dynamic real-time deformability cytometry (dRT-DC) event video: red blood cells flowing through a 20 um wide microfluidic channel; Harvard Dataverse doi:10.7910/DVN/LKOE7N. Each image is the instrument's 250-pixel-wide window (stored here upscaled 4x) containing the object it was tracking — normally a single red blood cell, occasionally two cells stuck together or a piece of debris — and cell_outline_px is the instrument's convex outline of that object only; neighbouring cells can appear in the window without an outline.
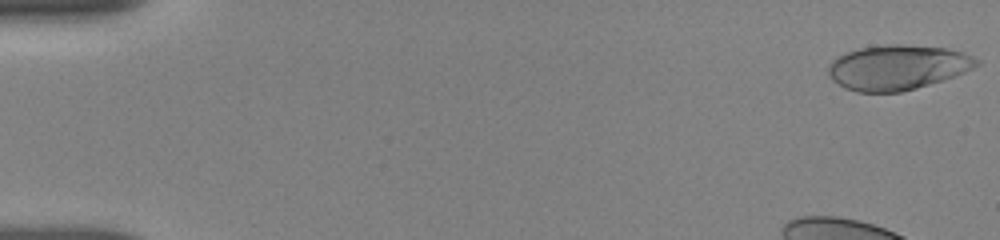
{"species": "human", "species_latin": "Homo sapiens", "temperature_condition": "room temperature", "stored_images_in_passage": 32, "camera_frame_rate_fps": 3000, "um_per_image_px": 0.085, "donor": {"sex": "female"}, "frame": {"image": 1, "passage_image": 1, "time_ms": 0.0, "image_size_px": [1000, 240], "cell_outline_px": [[980, 64], [956, 76], [916, 88], [900, 92], [856, 92], [844, 88], [832, 80], [828, 76], [828, 64], [836, 56], [860, 48], [884, 44], [904, 44], [944, 48], [964, 52], [980, 60]], "centroid_in_image_um": [76.27, 5.72], "position_along_channel_um": 8.7, "area_um2": 39.02}, "authors_computed_cell_mechanics": {"area_um2": 41.8472, "velocity_mm_per_s": 3.7952, "shape_relaxation_time_tau1_ms": 4.2731, "shape_relaxation_time_tau2_ms": 0.8067, "deformation_change_tau1": 0.1904, "deformation_change_tau2": 0.0572}}